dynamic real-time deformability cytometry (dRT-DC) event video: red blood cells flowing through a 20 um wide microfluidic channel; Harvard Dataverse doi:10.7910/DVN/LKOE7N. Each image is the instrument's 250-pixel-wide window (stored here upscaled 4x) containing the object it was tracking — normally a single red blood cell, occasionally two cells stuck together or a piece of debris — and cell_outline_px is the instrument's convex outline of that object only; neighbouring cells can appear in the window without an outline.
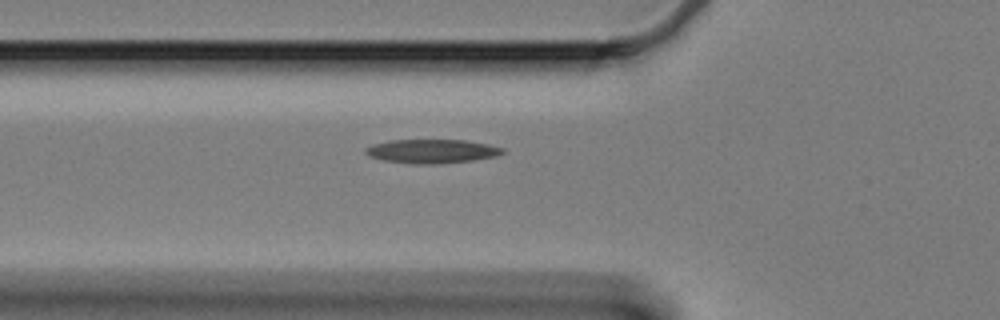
{"species": "Egyptian fruit bat (a non-hibernating species)", "species_latin": "Rousettus aegyptiacus", "temperature_condition": "cold", "stored_images_in_passage": 39, "camera_frame_rate_fps": 3000, "um_per_image_px": 0.085, "animal": {"sex": "female"}, "frame": {"image": 1, "passage_image": 3, "time_ms": 0.667, "image_size_px": [1000, 320], "cell_outline_px": [[504, 152], [496, 156], [472, 160], [440, 164], [412, 164], [384, 160], [368, 156], [364, 152], [364, 148], [372, 144], [392, 140], [464, 140], [488, 144], [504, 148]], "centroid_in_image_um": [36.68, 12.85], "position_along_channel_um": 89.1, "area_um2": 19.13}}
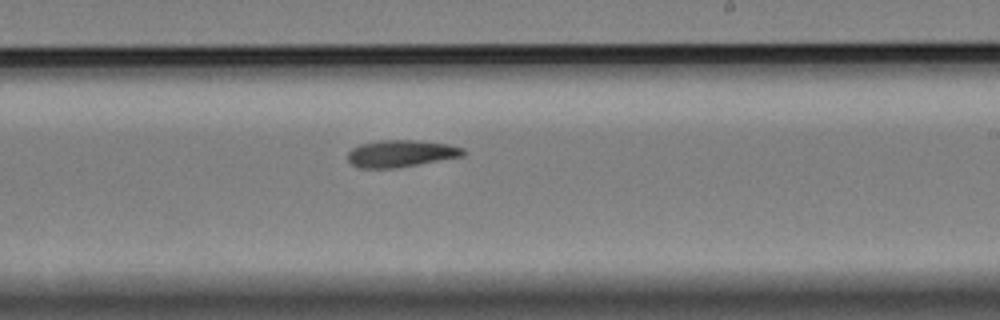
{"frame": {"image": 2, "passage_image": 18, "time_ms": 5.667, "image_size_px": [1000, 320], "cell_outline_px": [[468, 152], [464, 156], [396, 168], [360, 168], [352, 164], [348, 160], [348, 152], [352, 148], [360, 144], [380, 140], [420, 140], [448, 144], [464, 148]], "centroid_in_image_um": [34.12, 13.04], "position_along_channel_um": 254.9, "area_um2": 18.32}}
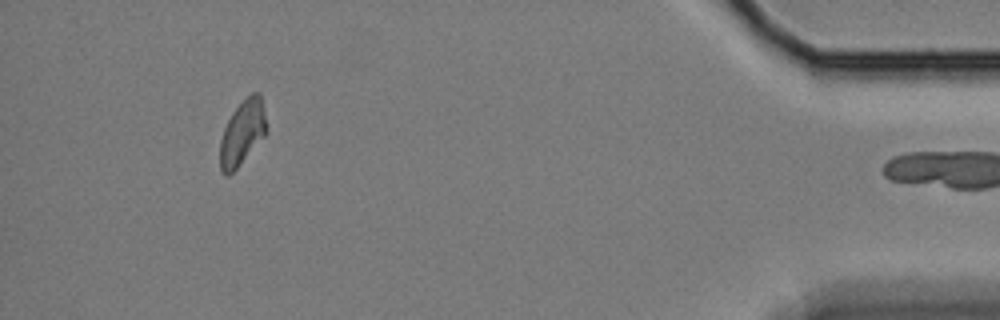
{"frame": {"image": 3, "passage_image": 38, "time_ms": 12.333, "image_size_px": [1000, 320], "cell_outline_px": [[264, 136], [236, 168], [228, 176], [224, 176], [220, 168], [220, 140], [224, 128], [232, 112], [252, 92], [260, 92], [264, 108]], "centroid_in_image_um": [20.56, 11.28], "position_along_channel_um": 414.6, "area_um2": 16.99}}